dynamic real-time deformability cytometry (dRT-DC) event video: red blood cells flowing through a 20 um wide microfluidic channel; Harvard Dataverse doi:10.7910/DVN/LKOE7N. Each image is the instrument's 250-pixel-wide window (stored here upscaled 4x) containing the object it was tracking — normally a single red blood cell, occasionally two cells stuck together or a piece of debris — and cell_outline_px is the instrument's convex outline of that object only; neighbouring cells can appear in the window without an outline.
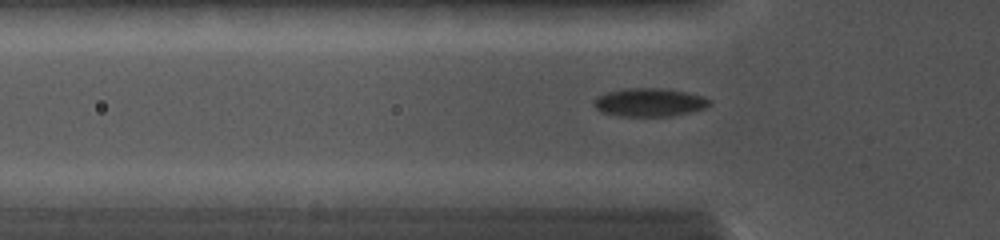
{"species": "common noctule bat (a hibernating species)", "species_latin": "Nyctalus noctula", "temperature_condition": "cold", "stored_images_in_passage": 53, "camera_frame_rate_fps": 5000, "um_per_image_px": 0.085, "animal": {"sex": "female", "body_mass_g": 19.0, "forearm_length_mm": 56.7}, "frame": {"image": 1, "passage_image": 3, "time_ms": 0.2, "image_size_px": [1000, 240], "cell_outline_px": [[712, 104], [704, 108], [672, 116], [620, 116], [600, 112], [592, 104], [592, 100], [596, 96], [608, 92], [624, 88], [664, 88], [688, 92], [704, 96], [712, 100]], "centroid_in_image_um": [55.19, 8.69], "position_along_channel_um": 70.6, "area_um2": 19.36}}
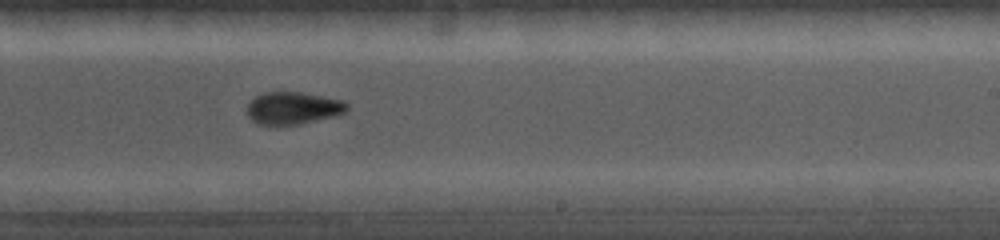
{"frame": {"image": 2, "passage_image": 27, "time_ms": 4.6, "image_size_px": [1000, 240], "cell_outline_px": [[348, 108], [344, 112], [336, 116], [300, 124], [256, 124], [248, 116], [248, 100], [264, 92], [300, 92], [344, 100], [348, 104]], "centroid_in_image_um": [24.91, 9.18], "position_along_channel_um": 264.1, "area_um2": 18.84}}
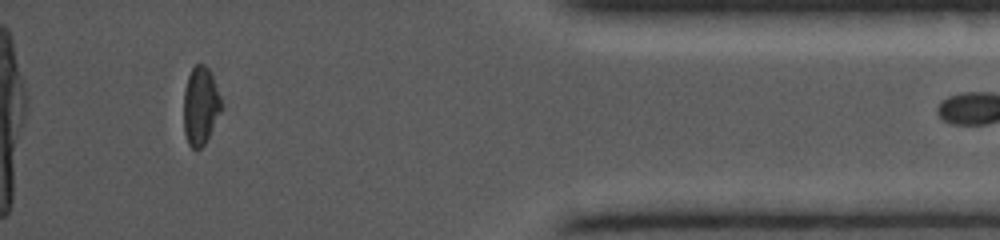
{"frame": {"image": 3, "passage_image": 52, "time_ms": 8.8, "image_size_px": [1000, 240], "cell_outline_px": [[224, 104], [204, 144], [200, 148], [192, 148], [188, 144], [184, 132], [184, 88], [188, 76], [192, 68], [196, 64], [204, 64], [208, 68], [212, 76]], "centroid_in_image_um": [17.04, 8.97], "position_along_channel_um": 418.2, "area_um2": 17.05}}